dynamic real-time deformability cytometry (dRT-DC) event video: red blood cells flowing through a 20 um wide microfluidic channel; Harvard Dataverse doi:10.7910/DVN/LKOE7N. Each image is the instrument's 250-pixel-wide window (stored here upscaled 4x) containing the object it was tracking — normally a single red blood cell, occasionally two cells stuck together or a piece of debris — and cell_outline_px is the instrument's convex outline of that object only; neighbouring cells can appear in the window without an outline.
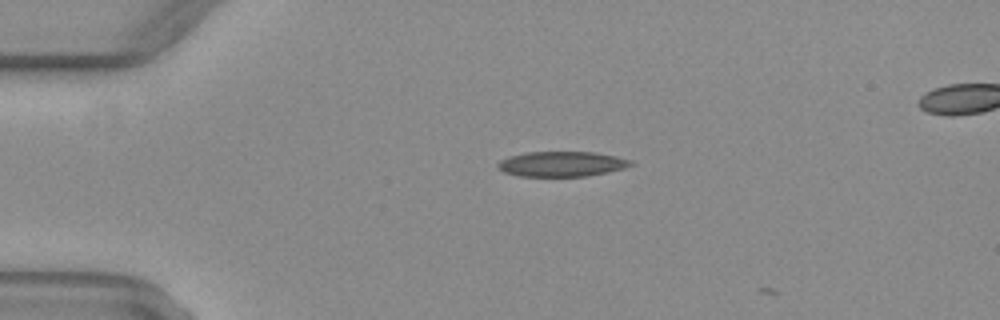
{"species": "common noctule bat (a hibernating species)", "species_latin": "Nyctalus noctula", "temperature_condition": "warm", "stored_images_in_passage": 3, "camera_frame_rate_fps": 3000, "um_per_image_px": 0.085, "animal": {"sex": "female", "body_mass_g": 29.2, "forearm_length_mm": 56.3}, "frame": {"image": 1, "passage_image": 2, "time_ms": 0.333, "image_size_px": [1000, 320], "cell_outline_px": [[636, 164], [624, 168], [608, 172], [588, 176], [520, 176], [504, 172], [496, 168], [496, 164], [500, 160], [508, 156], [524, 152], [596, 152], [616, 156], [632, 160]], "centroid_in_image_um": [47.74, 13.93], "position_along_channel_um": 37.3, "area_um2": 19.71}}